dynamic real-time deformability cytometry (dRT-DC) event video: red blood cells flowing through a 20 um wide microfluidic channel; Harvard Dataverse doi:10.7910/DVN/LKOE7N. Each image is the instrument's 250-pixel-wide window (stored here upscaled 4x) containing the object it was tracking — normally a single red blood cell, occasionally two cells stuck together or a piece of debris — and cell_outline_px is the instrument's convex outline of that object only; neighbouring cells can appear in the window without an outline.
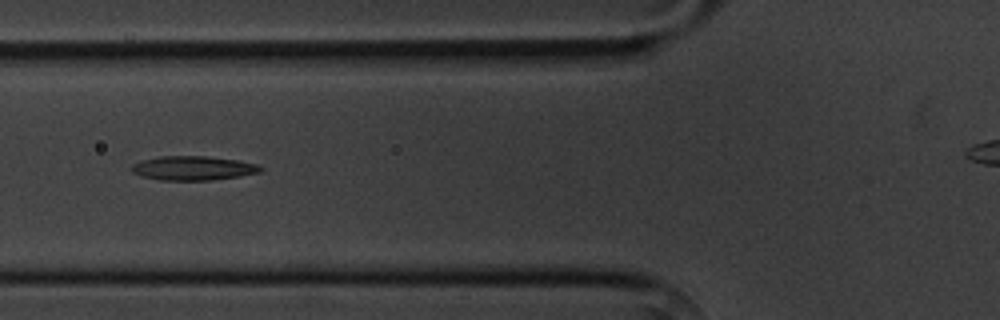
{"species": "common noctule bat (a hibernating species)", "species_latin": "Nyctalus noctula", "temperature_condition": "cold", "stored_images_in_passage": 8, "segment_of_instrument_passage": [1, 2], "camera_frame_rate_fps": 3000, "um_per_image_px": 0.085, "animal": {"sex": "male", "body_mass_g": 20.1, "forearm_length_mm": 53.5}, "frame": {"image": 1, "passage_image": 6, "time_ms": 6.0, "image_size_px": [1000, 320], "cell_outline_px": [[264, 168], [260, 172], [240, 176], [212, 180], [160, 180], [140, 176], [132, 172], [132, 164], [144, 160], [160, 156], [204, 156], [236, 160], [256, 164]], "centroid_in_image_um": [16.41, 14.3], "position_along_channel_um": 109.4, "area_um2": 18.03}}
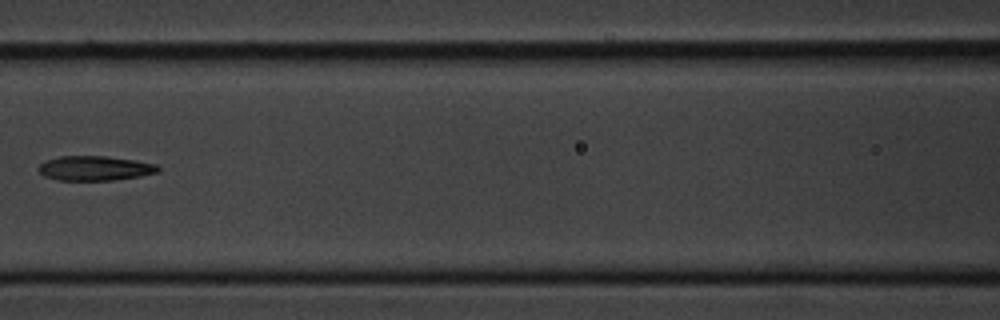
{"frame": {"image": 2, "passage_image": 7, "time_ms": 7.333, "image_size_px": [1000, 320], "cell_outline_px": [[160, 172], [140, 176], [112, 180], [56, 180], [44, 176], [36, 168], [44, 160], [60, 156], [108, 156], [136, 160], [156, 164], [160, 168]], "centroid_in_image_um": [8.05, 14.29], "position_along_channel_um": 158.5, "area_um2": 17.34}}